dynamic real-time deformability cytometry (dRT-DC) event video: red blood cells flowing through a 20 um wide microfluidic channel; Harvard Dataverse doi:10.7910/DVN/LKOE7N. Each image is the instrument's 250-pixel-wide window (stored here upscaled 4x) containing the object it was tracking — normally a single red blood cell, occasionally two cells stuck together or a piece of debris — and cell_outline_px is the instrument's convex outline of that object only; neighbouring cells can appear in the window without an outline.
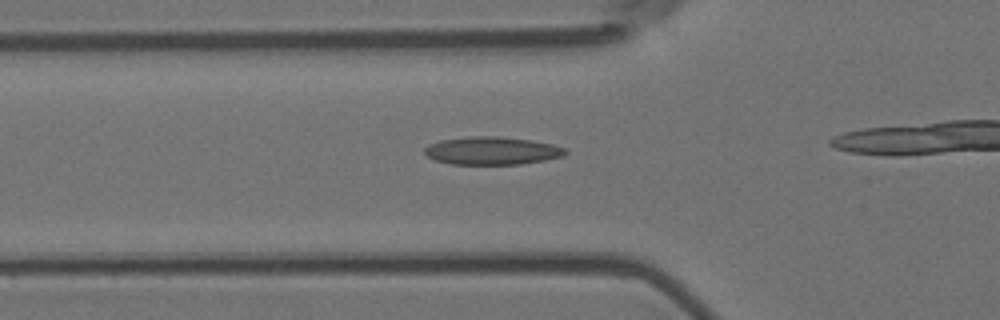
{"species": "Egyptian fruit bat (a non-hibernating species)", "species_latin": "Rousettus aegyptiacus", "temperature_condition": "room temperature", "stored_images_in_passage": 19, "camera_frame_rate_fps": 3000, "um_per_image_px": 0.085, "animal": {"sex": "female"}, "frame": {"image": 1, "passage_image": 14, "time_ms": 4.333, "image_size_px": [1000, 320], "cell_outline_px": [[568, 152], [564, 156], [544, 160], [520, 164], [452, 164], [436, 160], [428, 156], [424, 152], [424, 148], [428, 144], [440, 140], [472, 136], [500, 136], [532, 140], [552, 144], [564, 148]], "centroid_in_image_um": [41.82, 12.8], "position_along_channel_um": 84.0, "area_um2": 22.89}}